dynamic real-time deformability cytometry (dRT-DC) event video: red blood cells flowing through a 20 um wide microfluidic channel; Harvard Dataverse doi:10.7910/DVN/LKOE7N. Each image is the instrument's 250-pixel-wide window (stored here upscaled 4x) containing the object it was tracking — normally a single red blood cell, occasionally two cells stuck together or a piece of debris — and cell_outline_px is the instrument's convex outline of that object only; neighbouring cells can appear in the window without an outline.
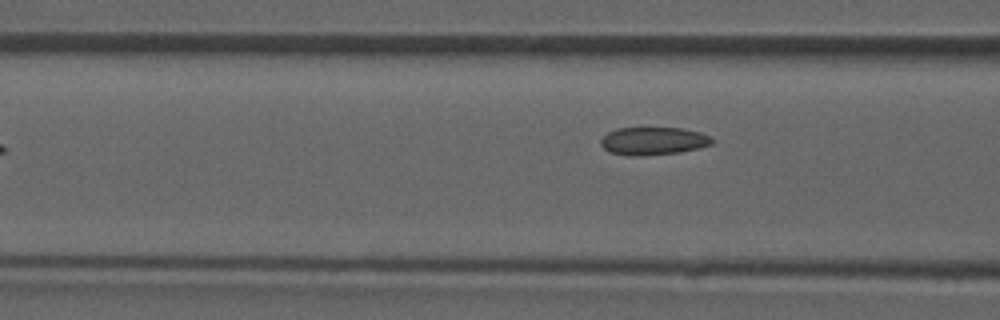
{"species": "common noctule bat (a hibernating species)", "species_latin": "Nyctalus noctula", "temperature_condition": "room temperature", "stored_images_in_passage": 3, "camera_frame_rate_fps": 3000, "um_per_image_px": 0.085, "animal": {"sex": "male", "forearm_length_mm": 52.5}, "frame": {"image": 1, "passage_image": 3, "time_ms": 2.333, "image_size_px": [1000, 320], "cell_outline_px": [[712, 144], [680, 152], [644, 156], [628, 156], [608, 152], [600, 144], [600, 140], [608, 132], [616, 128], [684, 128], [700, 132], [712, 136]], "centroid_in_image_um": [55.51, 11.99], "position_along_channel_um": 111.1, "area_um2": 18.21}}